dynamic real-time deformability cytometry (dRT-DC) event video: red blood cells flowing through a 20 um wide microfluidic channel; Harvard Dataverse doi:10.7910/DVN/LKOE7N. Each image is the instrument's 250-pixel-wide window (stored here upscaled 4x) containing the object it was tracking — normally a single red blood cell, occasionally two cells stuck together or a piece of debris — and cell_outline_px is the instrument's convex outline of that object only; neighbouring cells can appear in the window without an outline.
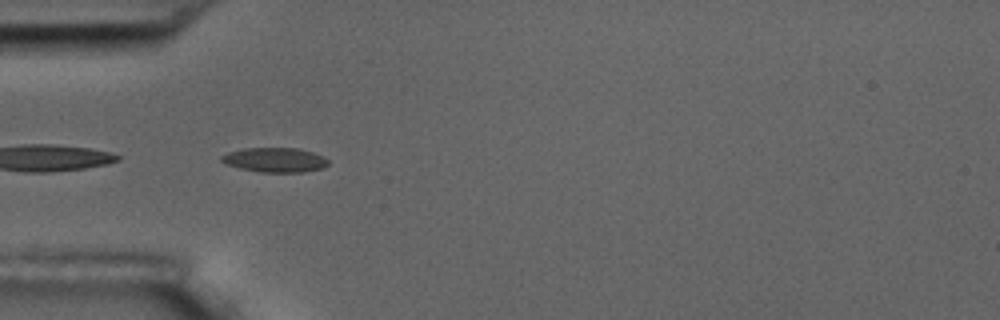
{"species": "common noctule bat (a hibernating species)", "species_latin": "Nyctalus noctula", "temperature_condition": "room temperature", "stored_images_in_passage": 40, "camera_frame_rate_fps": 3000, "um_per_image_px": 0.085, "animal": {"sex": "male", "body_mass_g": 17.5, "forearm_length_mm": 52.3}, "frame": {"image": 1, "passage_image": 1, "time_ms": 0.0, "image_size_px": [1000, 320], "cell_outline_px": [[328, 164], [324, 168], [304, 172], [260, 172], [240, 168], [224, 164], [220, 160], [220, 156], [228, 152], [244, 148], [296, 148], [312, 152], [328, 160]], "centroid_in_image_um": [23.33, 13.6], "position_along_channel_um": 61.7, "area_um2": 15.26}}
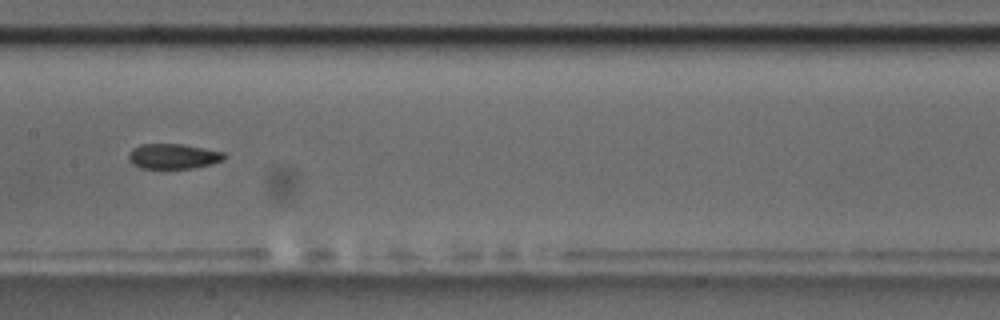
{"frame": {"image": 2, "passage_image": 12, "time_ms": 3.667, "image_size_px": [1000, 320], "cell_outline_px": [[228, 156], [224, 160], [192, 168], [140, 168], [132, 164], [128, 160], [128, 152], [132, 148], [140, 144], [184, 144], [224, 152]], "centroid_in_image_um": [14.7, 13.27], "position_along_channel_um": 192.7, "area_um2": 14.1}}
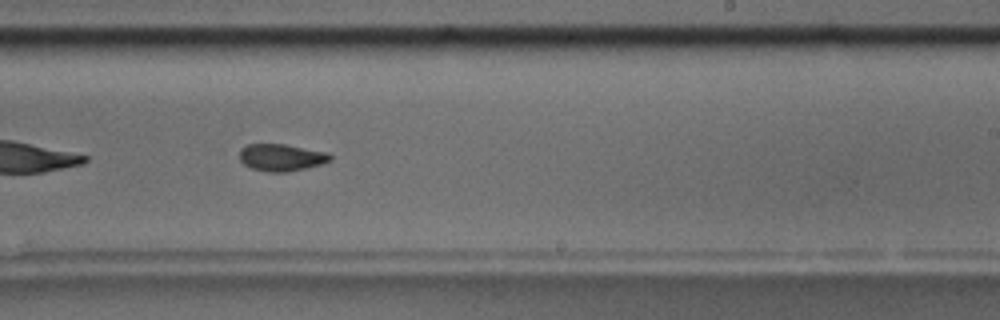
{"frame": {"image": 3, "passage_image": 18, "time_ms": 5.667, "image_size_px": [1000, 320], "cell_outline_px": [[332, 160], [320, 164], [288, 172], [268, 172], [252, 168], [244, 164], [240, 160], [240, 148], [248, 144], [284, 144], [328, 152], [332, 156]], "centroid_in_image_um": [23.91, 13.38], "position_along_channel_um": 265.1, "area_um2": 14.28}, "authors_computed_cell_mechanics": {"area_um2": 14.6812, "velocity_mm_per_s": 3.6348, "shape_relaxation_time_tau1_ms": 5.3996, "shape_relaxation_time_tau2_ms": 2.9267, "deformation_change_tau1": 0.1119, "deformation_change_tau2": 0.0804}}